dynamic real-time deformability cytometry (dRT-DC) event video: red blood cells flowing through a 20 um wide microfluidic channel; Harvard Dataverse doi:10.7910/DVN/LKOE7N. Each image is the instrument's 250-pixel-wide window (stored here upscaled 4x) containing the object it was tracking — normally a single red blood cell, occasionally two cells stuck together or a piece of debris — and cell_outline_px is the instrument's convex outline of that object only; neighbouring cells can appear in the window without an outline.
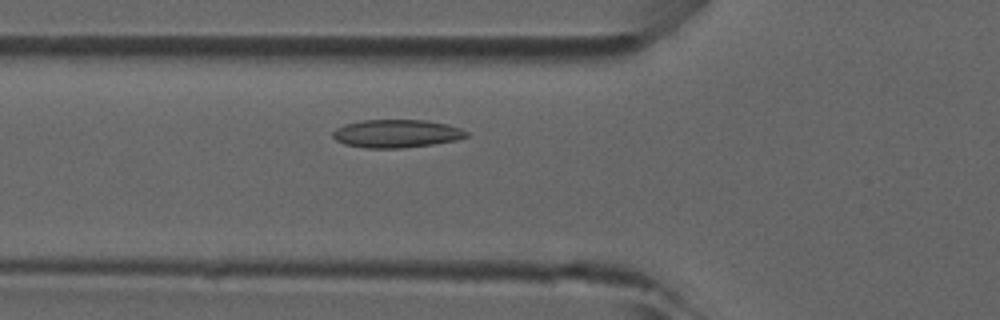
{"species": "common noctule bat (a hibernating species)", "species_latin": "Nyctalus noctula", "temperature_condition": "room temperature", "stored_images_in_passage": 37, "camera_frame_rate_fps": 3000, "um_per_image_px": 0.085, "animal": {"sex": "male", "forearm_length_mm": 52.5}, "frame": {"image": 1, "passage_image": 6, "time_ms": 1.667, "image_size_px": [1000, 320], "cell_outline_px": [[468, 136], [456, 140], [432, 144], [404, 148], [364, 148], [344, 144], [336, 140], [332, 136], [332, 132], [336, 128], [344, 124], [360, 120], [424, 120], [448, 124], [460, 128], [468, 132]], "centroid_in_image_um": [33.68, 11.35], "position_along_channel_um": 92.1, "area_um2": 21.96}}